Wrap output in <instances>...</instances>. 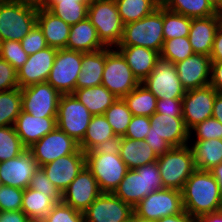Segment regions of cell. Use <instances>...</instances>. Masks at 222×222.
<instances>
[{
    "mask_svg": "<svg viewBox=\"0 0 222 222\" xmlns=\"http://www.w3.org/2000/svg\"><path fill=\"white\" fill-rule=\"evenodd\" d=\"M181 193L184 210L196 219L221 209V189L211 171L196 169Z\"/></svg>",
    "mask_w": 222,
    "mask_h": 222,
    "instance_id": "1",
    "label": "cell"
},
{
    "mask_svg": "<svg viewBox=\"0 0 222 222\" xmlns=\"http://www.w3.org/2000/svg\"><path fill=\"white\" fill-rule=\"evenodd\" d=\"M86 166L102 193H113L129 170L116 146L86 152Z\"/></svg>",
    "mask_w": 222,
    "mask_h": 222,
    "instance_id": "2",
    "label": "cell"
},
{
    "mask_svg": "<svg viewBox=\"0 0 222 222\" xmlns=\"http://www.w3.org/2000/svg\"><path fill=\"white\" fill-rule=\"evenodd\" d=\"M163 188L158 163L152 162L129 169L113 194L134 208L147 195Z\"/></svg>",
    "mask_w": 222,
    "mask_h": 222,
    "instance_id": "3",
    "label": "cell"
},
{
    "mask_svg": "<svg viewBox=\"0 0 222 222\" xmlns=\"http://www.w3.org/2000/svg\"><path fill=\"white\" fill-rule=\"evenodd\" d=\"M149 118L151 128L145 141L157 156L163 155L171 147L187 145L190 130L186 127L183 117L155 112Z\"/></svg>",
    "mask_w": 222,
    "mask_h": 222,
    "instance_id": "4",
    "label": "cell"
},
{
    "mask_svg": "<svg viewBox=\"0 0 222 222\" xmlns=\"http://www.w3.org/2000/svg\"><path fill=\"white\" fill-rule=\"evenodd\" d=\"M87 18L96 28L99 40L105 47H117L123 36L124 23L115 0H92Z\"/></svg>",
    "mask_w": 222,
    "mask_h": 222,
    "instance_id": "5",
    "label": "cell"
},
{
    "mask_svg": "<svg viewBox=\"0 0 222 222\" xmlns=\"http://www.w3.org/2000/svg\"><path fill=\"white\" fill-rule=\"evenodd\" d=\"M163 36V6L144 18L124 25L123 36L118 46H142L161 52Z\"/></svg>",
    "mask_w": 222,
    "mask_h": 222,
    "instance_id": "6",
    "label": "cell"
},
{
    "mask_svg": "<svg viewBox=\"0 0 222 222\" xmlns=\"http://www.w3.org/2000/svg\"><path fill=\"white\" fill-rule=\"evenodd\" d=\"M159 173L164 188L182 190L186 180L196 170L190 146L171 147L158 156Z\"/></svg>",
    "mask_w": 222,
    "mask_h": 222,
    "instance_id": "7",
    "label": "cell"
},
{
    "mask_svg": "<svg viewBox=\"0 0 222 222\" xmlns=\"http://www.w3.org/2000/svg\"><path fill=\"white\" fill-rule=\"evenodd\" d=\"M38 9L0 0V41H21L35 26Z\"/></svg>",
    "mask_w": 222,
    "mask_h": 222,
    "instance_id": "8",
    "label": "cell"
},
{
    "mask_svg": "<svg viewBox=\"0 0 222 222\" xmlns=\"http://www.w3.org/2000/svg\"><path fill=\"white\" fill-rule=\"evenodd\" d=\"M139 84L123 55L116 49L106 47L102 85L117 98H123Z\"/></svg>",
    "mask_w": 222,
    "mask_h": 222,
    "instance_id": "9",
    "label": "cell"
},
{
    "mask_svg": "<svg viewBox=\"0 0 222 222\" xmlns=\"http://www.w3.org/2000/svg\"><path fill=\"white\" fill-rule=\"evenodd\" d=\"M92 114L73 94H61L58 102L57 127L78 144L83 140Z\"/></svg>",
    "mask_w": 222,
    "mask_h": 222,
    "instance_id": "10",
    "label": "cell"
},
{
    "mask_svg": "<svg viewBox=\"0 0 222 222\" xmlns=\"http://www.w3.org/2000/svg\"><path fill=\"white\" fill-rule=\"evenodd\" d=\"M82 52L69 49H58L54 58L47 83L60 94H72L81 71Z\"/></svg>",
    "mask_w": 222,
    "mask_h": 222,
    "instance_id": "11",
    "label": "cell"
},
{
    "mask_svg": "<svg viewBox=\"0 0 222 222\" xmlns=\"http://www.w3.org/2000/svg\"><path fill=\"white\" fill-rule=\"evenodd\" d=\"M183 210L182 193L180 190L172 188L154 191L134 207L136 215L154 221L166 216L177 215Z\"/></svg>",
    "mask_w": 222,
    "mask_h": 222,
    "instance_id": "12",
    "label": "cell"
},
{
    "mask_svg": "<svg viewBox=\"0 0 222 222\" xmlns=\"http://www.w3.org/2000/svg\"><path fill=\"white\" fill-rule=\"evenodd\" d=\"M141 84L159 99H182L186 93L175 64L162 58L157 60L153 71Z\"/></svg>",
    "mask_w": 222,
    "mask_h": 222,
    "instance_id": "13",
    "label": "cell"
},
{
    "mask_svg": "<svg viewBox=\"0 0 222 222\" xmlns=\"http://www.w3.org/2000/svg\"><path fill=\"white\" fill-rule=\"evenodd\" d=\"M61 94L47 82L21 88L22 111L36 118L57 117Z\"/></svg>",
    "mask_w": 222,
    "mask_h": 222,
    "instance_id": "14",
    "label": "cell"
},
{
    "mask_svg": "<svg viewBox=\"0 0 222 222\" xmlns=\"http://www.w3.org/2000/svg\"><path fill=\"white\" fill-rule=\"evenodd\" d=\"M28 149L32 152L38 167H41L62 156L74 154L79 149V144L56 127Z\"/></svg>",
    "mask_w": 222,
    "mask_h": 222,
    "instance_id": "15",
    "label": "cell"
},
{
    "mask_svg": "<svg viewBox=\"0 0 222 222\" xmlns=\"http://www.w3.org/2000/svg\"><path fill=\"white\" fill-rule=\"evenodd\" d=\"M134 208L113 193H101L83 212L85 222H129Z\"/></svg>",
    "mask_w": 222,
    "mask_h": 222,
    "instance_id": "16",
    "label": "cell"
},
{
    "mask_svg": "<svg viewBox=\"0 0 222 222\" xmlns=\"http://www.w3.org/2000/svg\"><path fill=\"white\" fill-rule=\"evenodd\" d=\"M217 91L211 86L186 91L182 98L183 119L190 130L196 124L212 117Z\"/></svg>",
    "mask_w": 222,
    "mask_h": 222,
    "instance_id": "17",
    "label": "cell"
},
{
    "mask_svg": "<svg viewBox=\"0 0 222 222\" xmlns=\"http://www.w3.org/2000/svg\"><path fill=\"white\" fill-rule=\"evenodd\" d=\"M101 193L97 180L85 165L62 192V202L84 212Z\"/></svg>",
    "mask_w": 222,
    "mask_h": 222,
    "instance_id": "18",
    "label": "cell"
},
{
    "mask_svg": "<svg viewBox=\"0 0 222 222\" xmlns=\"http://www.w3.org/2000/svg\"><path fill=\"white\" fill-rule=\"evenodd\" d=\"M85 165L86 154L79 148L74 154L57 158L41 168L52 184L63 192Z\"/></svg>",
    "mask_w": 222,
    "mask_h": 222,
    "instance_id": "19",
    "label": "cell"
},
{
    "mask_svg": "<svg viewBox=\"0 0 222 222\" xmlns=\"http://www.w3.org/2000/svg\"><path fill=\"white\" fill-rule=\"evenodd\" d=\"M38 165L29 149L18 157L0 162V184L26 189Z\"/></svg>",
    "mask_w": 222,
    "mask_h": 222,
    "instance_id": "20",
    "label": "cell"
},
{
    "mask_svg": "<svg viewBox=\"0 0 222 222\" xmlns=\"http://www.w3.org/2000/svg\"><path fill=\"white\" fill-rule=\"evenodd\" d=\"M212 61L210 56L197 54L175 63L180 82L186 91L208 86Z\"/></svg>",
    "mask_w": 222,
    "mask_h": 222,
    "instance_id": "21",
    "label": "cell"
},
{
    "mask_svg": "<svg viewBox=\"0 0 222 222\" xmlns=\"http://www.w3.org/2000/svg\"><path fill=\"white\" fill-rule=\"evenodd\" d=\"M56 48L46 47L35 54L28 55L27 61L17 70L19 88L46 82L53 67Z\"/></svg>",
    "mask_w": 222,
    "mask_h": 222,
    "instance_id": "22",
    "label": "cell"
},
{
    "mask_svg": "<svg viewBox=\"0 0 222 222\" xmlns=\"http://www.w3.org/2000/svg\"><path fill=\"white\" fill-rule=\"evenodd\" d=\"M221 24V13L206 18H191L188 37L194 53L210 56L216 31Z\"/></svg>",
    "mask_w": 222,
    "mask_h": 222,
    "instance_id": "23",
    "label": "cell"
},
{
    "mask_svg": "<svg viewBox=\"0 0 222 222\" xmlns=\"http://www.w3.org/2000/svg\"><path fill=\"white\" fill-rule=\"evenodd\" d=\"M57 117L36 118L28 112L21 111L14 124L16 134L28 149L57 127Z\"/></svg>",
    "mask_w": 222,
    "mask_h": 222,
    "instance_id": "24",
    "label": "cell"
},
{
    "mask_svg": "<svg viewBox=\"0 0 222 222\" xmlns=\"http://www.w3.org/2000/svg\"><path fill=\"white\" fill-rule=\"evenodd\" d=\"M36 24L41 29L49 47L56 49L66 48L71 25L65 23L45 8L38 9Z\"/></svg>",
    "mask_w": 222,
    "mask_h": 222,
    "instance_id": "25",
    "label": "cell"
},
{
    "mask_svg": "<svg viewBox=\"0 0 222 222\" xmlns=\"http://www.w3.org/2000/svg\"><path fill=\"white\" fill-rule=\"evenodd\" d=\"M117 141L118 137L113 132L106 117L104 115H92L87 132L79 143V148L86 153L98 148L113 147Z\"/></svg>",
    "mask_w": 222,
    "mask_h": 222,
    "instance_id": "26",
    "label": "cell"
},
{
    "mask_svg": "<svg viewBox=\"0 0 222 222\" xmlns=\"http://www.w3.org/2000/svg\"><path fill=\"white\" fill-rule=\"evenodd\" d=\"M134 76L141 83L154 69L160 54L142 46H117Z\"/></svg>",
    "mask_w": 222,
    "mask_h": 222,
    "instance_id": "27",
    "label": "cell"
},
{
    "mask_svg": "<svg viewBox=\"0 0 222 222\" xmlns=\"http://www.w3.org/2000/svg\"><path fill=\"white\" fill-rule=\"evenodd\" d=\"M115 146L128 169L140 168L145 164L156 162L158 159L145 140L119 137Z\"/></svg>",
    "mask_w": 222,
    "mask_h": 222,
    "instance_id": "28",
    "label": "cell"
},
{
    "mask_svg": "<svg viewBox=\"0 0 222 222\" xmlns=\"http://www.w3.org/2000/svg\"><path fill=\"white\" fill-rule=\"evenodd\" d=\"M104 48L106 47L99 40L96 28L88 18L71 25L66 49L86 53Z\"/></svg>",
    "mask_w": 222,
    "mask_h": 222,
    "instance_id": "29",
    "label": "cell"
},
{
    "mask_svg": "<svg viewBox=\"0 0 222 222\" xmlns=\"http://www.w3.org/2000/svg\"><path fill=\"white\" fill-rule=\"evenodd\" d=\"M105 59L106 48L94 52H82V65L77 78L76 89L89 88L102 84Z\"/></svg>",
    "mask_w": 222,
    "mask_h": 222,
    "instance_id": "30",
    "label": "cell"
},
{
    "mask_svg": "<svg viewBox=\"0 0 222 222\" xmlns=\"http://www.w3.org/2000/svg\"><path fill=\"white\" fill-rule=\"evenodd\" d=\"M72 94L87 107L92 115H103L117 99L102 84L89 88L75 89Z\"/></svg>",
    "mask_w": 222,
    "mask_h": 222,
    "instance_id": "31",
    "label": "cell"
},
{
    "mask_svg": "<svg viewBox=\"0 0 222 222\" xmlns=\"http://www.w3.org/2000/svg\"><path fill=\"white\" fill-rule=\"evenodd\" d=\"M191 151L196 169L210 171L222 163V139L196 140Z\"/></svg>",
    "mask_w": 222,
    "mask_h": 222,
    "instance_id": "32",
    "label": "cell"
},
{
    "mask_svg": "<svg viewBox=\"0 0 222 222\" xmlns=\"http://www.w3.org/2000/svg\"><path fill=\"white\" fill-rule=\"evenodd\" d=\"M56 203L49 195L28 187L23 191L21 210L32 222H41Z\"/></svg>",
    "mask_w": 222,
    "mask_h": 222,
    "instance_id": "33",
    "label": "cell"
},
{
    "mask_svg": "<svg viewBox=\"0 0 222 222\" xmlns=\"http://www.w3.org/2000/svg\"><path fill=\"white\" fill-rule=\"evenodd\" d=\"M115 3L125 25L153 13L161 5V0H115Z\"/></svg>",
    "mask_w": 222,
    "mask_h": 222,
    "instance_id": "34",
    "label": "cell"
},
{
    "mask_svg": "<svg viewBox=\"0 0 222 222\" xmlns=\"http://www.w3.org/2000/svg\"><path fill=\"white\" fill-rule=\"evenodd\" d=\"M161 5L189 18H206L218 14L207 0H161Z\"/></svg>",
    "mask_w": 222,
    "mask_h": 222,
    "instance_id": "35",
    "label": "cell"
},
{
    "mask_svg": "<svg viewBox=\"0 0 222 222\" xmlns=\"http://www.w3.org/2000/svg\"><path fill=\"white\" fill-rule=\"evenodd\" d=\"M133 116H148L155 113L157 98L143 85L123 97Z\"/></svg>",
    "mask_w": 222,
    "mask_h": 222,
    "instance_id": "36",
    "label": "cell"
},
{
    "mask_svg": "<svg viewBox=\"0 0 222 222\" xmlns=\"http://www.w3.org/2000/svg\"><path fill=\"white\" fill-rule=\"evenodd\" d=\"M21 89L0 92V127L14 126L22 111Z\"/></svg>",
    "mask_w": 222,
    "mask_h": 222,
    "instance_id": "37",
    "label": "cell"
},
{
    "mask_svg": "<svg viewBox=\"0 0 222 222\" xmlns=\"http://www.w3.org/2000/svg\"><path fill=\"white\" fill-rule=\"evenodd\" d=\"M103 115L118 138L125 135L133 116L123 98H117Z\"/></svg>",
    "mask_w": 222,
    "mask_h": 222,
    "instance_id": "38",
    "label": "cell"
},
{
    "mask_svg": "<svg viewBox=\"0 0 222 222\" xmlns=\"http://www.w3.org/2000/svg\"><path fill=\"white\" fill-rule=\"evenodd\" d=\"M191 18L170 11L163 6V36L164 41L176 37H188Z\"/></svg>",
    "mask_w": 222,
    "mask_h": 222,
    "instance_id": "39",
    "label": "cell"
},
{
    "mask_svg": "<svg viewBox=\"0 0 222 222\" xmlns=\"http://www.w3.org/2000/svg\"><path fill=\"white\" fill-rule=\"evenodd\" d=\"M90 3L56 2L49 11L69 25H74L87 18Z\"/></svg>",
    "mask_w": 222,
    "mask_h": 222,
    "instance_id": "40",
    "label": "cell"
},
{
    "mask_svg": "<svg viewBox=\"0 0 222 222\" xmlns=\"http://www.w3.org/2000/svg\"><path fill=\"white\" fill-rule=\"evenodd\" d=\"M26 149L14 126L0 127V162L18 157Z\"/></svg>",
    "mask_w": 222,
    "mask_h": 222,
    "instance_id": "41",
    "label": "cell"
},
{
    "mask_svg": "<svg viewBox=\"0 0 222 222\" xmlns=\"http://www.w3.org/2000/svg\"><path fill=\"white\" fill-rule=\"evenodd\" d=\"M189 37H176L165 40L160 52V58L172 62L173 64L193 55Z\"/></svg>",
    "mask_w": 222,
    "mask_h": 222,
    "instance_id": "42",
    "label": "cell"
},
{
    "mask_svg": "<svg viewBox=\"0 0 222 222\" xmlns=\"http://www.w3.org/2000/svg\"><path fill=\"white\" fill-rule=\"evenodd\" d=\"M0 57L18 70L27 61L28 54L23 50L21 42L9 40L1 42Z\"/></svg>",
    "mask_w": 222,
    "mask_h": 222,
    "instance_id": "43",
    "label": "cell"
},
{
    "mask_svg": "<svg viewBox=\"0 0 222 222\" xmlns=\"http://www.w3.org/2000/svg\"><path fill=\"white\" fill-rule=\"evenodd\" d=\"M41 222H85L83 212L60 202L51 209Z\"/></svg>",
    "mask_w": 222,
    "mask_h": 222,
    "instance_id": "44",
    "label": "cell"
},
{
    "mask_svg": "<svg viewBox=\"0 0 222 222\" xmlns=\"http://www.w3.org/2000/svg\"><path fill=\"white\" fill-rule=\"evenodd\" d=\"M28 187L49 195L57 203L62 202V192L52 184L41 167L32 175Z\"/></svg>",
    "mask_w": 222,
    "mask_h": 222,
    "instance_id": "45",
    "label": "cell"
},
{
    "mask_svg": "<svg viewBox=\"0 0 222 222\" xmlns=\"http://www.w3.org/2000/svg\"><path fill=\"white\" fill-rule=\"evenodd\" d=\"M23 189L0 184V211H18L22 207Z\"/></svg>",
    "mask_w": 222,
    "mask_h": 222,
    "instance_id": "46",
    "label": "cell"
},
{
    "mask_svg": "<svg viewBox=\"0 0 222 222\" xmlns=\"http://www.w3.org/2000/svg\"><path fill=\"white\" fill-rule=\"evenodd\" d=\"M195 131V137L197 140H210V139H222V124L213 117L204 120L196 124L190 129Z\"/></svg>",
    "mask_w": 222,
    "mask_h": 222,
    "instance_id": "47",
    "label": "cell"
},
{
    "mask_svg": "<svg viewBox=\"0 0 222 222\" xmlns=\"http://www.w3.org/2000/svg\"><path fill=\"white\" fill-rule=\"evenodd\" d=\"M20 42L23 50L28 55L35 54L48 47L45 37L37 24H35L31 31L25 35Z\"/></svg>",
    "mask_w": 222,
    "mask_h": 222,
    "instance_id": "48",
    "label": "cell"
},
{
    "mask_svg": "<svg viewBox=\"0 0 222 222\" xmlns=\"http://www.w3.org/2000/svg\"><path fill=\"white\" fill-rule=\"evenodd\" d=\"M151 128L148 116H132L127 131L123 137L134 140H145Z\"/></svg>",
    "mask_w": 222,
    "mask_h": 222,
    "instance_id": "49",
    "label": "cell"
},
{
    "mask_svg": "<svg viewBox=\"0 0 222 222\" xmlns=\"http://www.w3.org/2000/svg\"><path fill=\"white\" fill-rule=\"evenodd\" d=\"M19 88L17 70L0 57V92Z\"/></svg>",
    "mask_w": 222,
    "mask_h": 222,
    "instance_id": "50",
    "label": "cell"
},
{
    "mask_svg": "<svg viewBox=\"0 0 222 222\" xmlns=\"http://www.w3.org/2000/svg\"><path fill=\"white\" fill-rule=\"evenodd\" d=\"M156 113L183 117L182 99H159L156 102Z\"/></svg>",
    "mask_w": 222,
    "mask_h": 222,
    "instance_id": "51",
    "label": "cell"
},
{
    "mask_svg": "<svg viewBox=\"0 0 222 222\" xmlns=\"http://www.w3.org/2000/svg\"><path fill=\"white\" fill-rule=\"evenodd\" d=\"M210 83L217 92H222V62H212Z\"/></svg>",
    "mask_w": 222,
    "mask_h": 222,
    "instance_id": "52",
    "label": "cell"
},
{
    "mask_svg": "<svg viewBox=\"0 0 222 222\" xmlns=\"http://www.w3.org/2000/svg\"><path fill=\"white\" fill-rule=\"evenodd\" d=\"M210 59L212 62H222V24L216 31Z\"/></svg>",
    "mask_w": 222,
    "mask_h": 222,
    "instance_id": "53",
    "label": "cell"
},
{
    "mask_svg": "<svg viewBox=\"0 0 222 222\" xmlns=\"http://www.w3.org/2000/svg\"><path fill=\"white\" fill-rule=\"evenodd\" d=\"M0 222H32L22 211H0Z\"/></svg>",
    "mask_w": 222,
    "mask_h": 222,
    "instance_id": "54",
    "label": "cell"
},
{
    "mask_svg": "<svg viewBox=\"0 0 222 222\" xmlns=\"http://www.w3.org/2000/svg\"><path fill=\"white\" fill-rule=\"evenodd\" d=\"M156 222H198V219L192 217L188 212L183 210L177 215L166 216Z\"/></svg>",
    "mask_w": 222,
    "mask_h": 222,
    "instance_id": "55",
    "label": "cell"
},
{
    "mask_svg": "<svg viewBox=\"0 0 222 222\" xmlns=\"http://www.w3.org/2000/svg\"><path fill=\"white\" fill-rule=\"evenodd\" d=\"M212 117L222 124V92H217L213 103Z\"/></svg>",
    "mask_w": 222,
    "mask_h": 222,
    "instance_id": "56",
    "label": "cell"
},
{
    "mask_svg": "<svg viewBox=\"0 0 222 222\" xmlns=\"http://www.w3.org/2000/svg\"><path fill=\"white\" fill-rule=\"evenodd\" d=\"M198 222H222V210H217L208 214H203L198 218Z\"/></svg>",
    "mask_w": 222,
    "mask_h": 222,
    "instance_id": "57",
    "label": "cell"
},
{
    "mask_svg": "<svg viewBox=\"0 0 222 222\" xmlns=\"http://www.w3.org/2000/svg\"><path fill=\"white\" fill-rule=\"evenodd\" d=\"M36 9L43 8L46 0H10Z\"/></svg>",
    "mask_w": 222,
    "mask_h": 222,
    "instance_id": "58",
    "label": "cell"
},
{
    "mask_svg": "<svg viewBox=\"0 0 222 222\" xmlns=\"http://www.w3.org/2000/svg\"><path fill=\"white\" fill-rule=\"evenodd\" d=\"M216 181L219 183L221 193H222V163L218 166H215L212 170H210Z\"/></svg>",
    "mask_w": 222,
    "mask_h": 222,
    "instance_id": "59",
    "label": "cell"
},
{
    "mask_svg": "<svg viewBox=\"0 0 222 222\" xmlns=\"http://www.w3.org/2000/svg\"><path fill=\"white\" fill-rule=\"evenodd\" d=\"M82 2V3H91L92 0H46L43 8L50 9L56 2Z\"/></svg>",
    "mask_w": 222,
    "mask_h": 222,
    "instance_id": "60",
    "label": "cell"
},
{
    "mask_svg": "<svg viewBox=\"0 0 222 222\" xmlns=\"http://www.w3.org/2000/svg\"><path fill=\"white\" fill-rule=\"evenodd\" d=\"M207 1L218 13L222 14V0H207Z\"/></svg>",
    "mask_w": 222,
    "mask_h": 222,
    "instance_id": "61",
    "label": "cell"
},
{
    "mask_svg": "<svg viewBox=\"0 0 222 222\" xmlns=\"http://www.w3.org/2000/svg\"><path fill=\"white\" fill-rule=\"evenodd\" d=\"M129 222H156L154 220L144 219L133 213L131 220Z\"/></svg>",
    "mask_w": 222,
    "mask_h": 222,
    "instance_id": "62",
    "label": "cell"
}]
</instances>
